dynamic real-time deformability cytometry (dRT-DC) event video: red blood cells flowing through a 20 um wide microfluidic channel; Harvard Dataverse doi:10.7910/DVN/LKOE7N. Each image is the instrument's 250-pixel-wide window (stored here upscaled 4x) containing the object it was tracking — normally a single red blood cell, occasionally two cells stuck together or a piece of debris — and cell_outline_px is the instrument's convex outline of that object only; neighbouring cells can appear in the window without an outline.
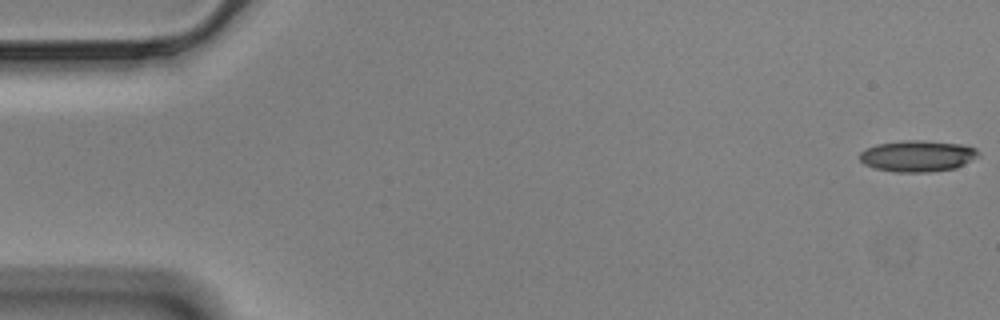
{"species": "Egyptian fruit bat (a non-hibernating species)", "species_latin": "Rousettus aegyptiacus", "temperature_condition": "cold", "stored_images_in_passage": 14, "camera_frame_rate_fps": 3000, "um_per_image_px": 0.085, "animal": {"sex": "male"}, "frame": {"image": 1, "passage_image": 1, "time_ms": 0.0, "image_size_px": [1000, 320], "cell_outline_px": [[980, 156], [956, 168], [932, 172], [892, 172], [872, 168], [864, 164], [860, 160], [860, 152], [876, 144], [904, 140], [924, 140], [964, 144], [976, 148], [980, 152]], "centroid_in_image_um": [78.02, 13.26], "position_along_channel_um": 7.0, "area_um2": 22.02}}